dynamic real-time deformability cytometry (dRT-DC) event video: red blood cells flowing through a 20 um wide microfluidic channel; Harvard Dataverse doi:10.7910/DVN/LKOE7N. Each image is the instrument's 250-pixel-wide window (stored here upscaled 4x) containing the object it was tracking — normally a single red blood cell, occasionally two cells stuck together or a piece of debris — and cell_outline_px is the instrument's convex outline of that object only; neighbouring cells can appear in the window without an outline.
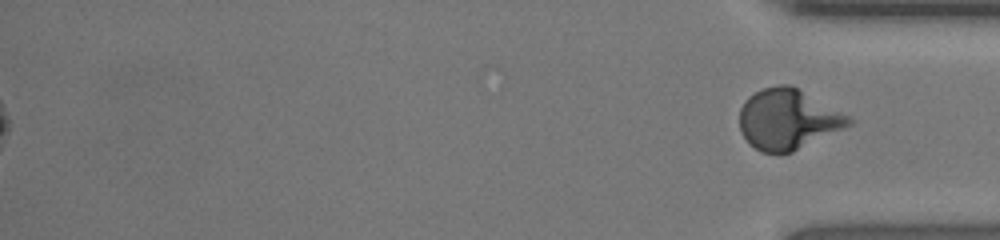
{"species": "human", "species_latin": "Homo sapiens", "temperature_condition": "room temperature", "stored_images_in_passage": 52, "segment_of_instrument_passage": [2, 2], "camera_frame_rate_fps": 3000, "um_per_image_px": 0.085, "donor": {"sex": "female"}, "frame": {"image": 1, "passage_image": 52, "time_ms": 17.0, "image_size_px": [1000, 240], "cell_outline_px": [[852, 124], [792, 152], [764, 152], [756, 148], [744, 136], [740, 128], [740, 108], [756, 92], [764, 88], [796, 88], [848, 116], [852, 120]], "centroid_in_image_um": [66.97, 10.19], "position_along_channel_um": 368.2, "area_um2": 36.53}}